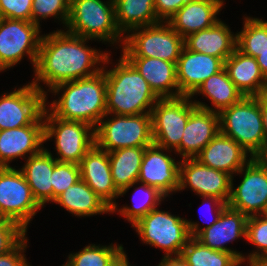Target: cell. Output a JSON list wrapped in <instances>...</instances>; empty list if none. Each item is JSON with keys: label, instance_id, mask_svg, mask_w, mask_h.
<instances>
[{"label": "cell", "instance_id": "43", "mask_svg": "<svg viewBox=\"0 0 267 266\" xmlns=\"http://www.w3.org/2000/svg\"><path fill=\"white\" fill-rule=\"evenodd\" d=\"M189 0H155V13L159 21L167 22Z\"/></svg>", "mask_w": 267, "mask_h": 266}, {"label": "cell", "instance_id": "36", "mask_svg": "<svg viewBox=\"0 0 267 266\" xmlns=\"http://www.w3.org/2000/svg\"><path fill=\"white\" fill-rule=\"evenodd\" d=\"M257 250L246 255L245 261H251L267 255V213L249 216L246 221V238Z\"/></svg>", "mask_w": 267, "mask_h": 266}, {"label": "cell", "instance_id": "1", "mask_svg": "<svg viewBox=\"0 0 267 266\" xmlns=\"http://www.w3.org/2000/svg\"><path fill=\"white\" fill-rule=\"evenodd\" d=\"M89 40L61 29L42 36L38 58L33 68L35 79L31 83L46 95V102L47 93L55 86L87 78L102 71L109 53L89 47L86 44ZM40 82L48 87V91L43 90Z\"/></svg>", "mask_w": 267, "mask_h": 266}, {"label": "cell", "instance_id": "32", "mask_svg": "<svg viewBox=\"0 0 267 266\" xmlns=\"http://www.w3.org/2000/svg\"><path fill=\"white\" fill-rule=\"evenodd\" d=\"M140 183V184H138ZM140 185L135 187L134 195L132 196V205L118 208L116 204L111 208V213L118 212L133 226L138 220L147 215L151 210L156 209L161 201L166 200V196L162 194L157 188L148 186L141 182H135L134 185ZM135 199V200H134ZM134 200V201H133Z\"/></svg>", "mask_w": 267, "mask_h": 266}, {"label": "cell", "instance_id": "10", "mask_svg": "<svg viewBox=\"0 0 267 266\" xmlns=\"http://www.w3.org/2000/svg\"><path fill=\"white\" fill-rule=\"evenodd\" d=\"M41 27L26 20L0 18V72L28 56L35 68L43 35Z\"/></svg>", "mask_w": 267, "mask_h": 266}, {"label": "cell", "instance_id": "39", "mask_svg": "<svg viewBox=\"0 0 267 266\" xmlns=\"http://www.w3.org/2000/svg\"><path fill=\"white\" fill-rule=\"evenodd\" d=\"M26 234L27 232L17 223L0 219V255L12 250Z\"/></svg>", "mask_w": 267, "mask_h": 266}, {"label": "cell", "instance_id": "27", "mask_svg": "<svg viewBox=\"0 0 267 266\" xmlns=\"http://www.w3.org/2000/svg\"><path fill=\"white\" fill-rule=\"evenodd\" d=\"M229 79L244 96L256 97L267 89V79L262 74L256 58L243 54L237 48L224 61Z\"/></svg>", "mask_w": 267, "mask_h": 266}, {"label": "cell", "instance_id": "8", "mask_svg": "<svg viewBox=\"0 0 267 266\" xmlns=\"http://www.w3.org/2000/svg\"><path fill=\"white\" fill-rule=\"evenodd\" d=\"M143 244L160 248L162 257L180 256L183 248L192 238L187 219L171 212L156 209L138 220L133 226Z\"/></svg>", "mask_w": 267, "mask_h": 266}, {"label": "cell", "instance_id": "49", "mask_svg": "<svg viewBox=\"0 0 267 266\" xmlns=\"http://www.w3.org/2000/svg\"><path fill=\"white\" fill-rule=\"evenodd\" d=\"M252 266H267L266 257H258L250 261Z\"/></svg>", "mask_w": 267, "mask_h": 266}, {"label": "cell", "instance_id": "15", "mask_svg": "<svg viewBox=\"0 0 267 266\" xmlns=\"http://www.w3.org/2000/svg\"><path fill=\"white\" fill-rule=\"evenodd\" d=\"M232 176L201 164L195 158L180 160L179 189L190 188L200 197H215L228 203Z\"/></svg>", "mask_w": 267, "mask_h": 266}, {"label": "cell", "instance_id": "2", "mask_svg": "<svg viewBox=\"0 0 267 266\" xmlns=\"http://www.w3.org/2000/svg\"><path fill=\"white\" fill-rule=\"evenodd\" d=\"M63 91V92H62ZM49 92L61 96L47 109L64 120L85 122L96 128L106 112V77L104 71L78 80L64 82Z\"/></svg>", "mask_w": 267, "mask_h": 266}, {"label": "cell", "instance_id": "16", "mask_svg": "<svg viewBox=\"0 0 267 266\" xmlns=\"http://www.w3.org/2000/svg\"><path fill=\"white\" fill-rule=\"evenodd\" d=\"M167 152L172 151L154 143L147 146L137 181L155 187L170 197L179 189L180 161H175Z\"/></svg>", "mask_w": 267, "mask_h": 266}, {"label": "cell", "instance_id": "47", "mask_svg": "<svg viewBox=\"0 0 267 266\" xmlns=\"http://www.w3.org/2000/svg\"><path fill=\"white\" fill-rule=\"evenodd\" d=\"M260 165L267 171V143L263 148L254 156Z\"/></svg>", "mask_w": 267, "mask_h": 266}, {"label": "cell", "instance_id": "29", "mask_svg": "<svg viewBox=\"0 0 267 266\" xmlns=\"http://www.w3.org/2000/svg\"><path fill=\"white\" fill-rule=\"evenodd\" d=\"M53 203L77 217L111 213V208L82 179L68 187Z\"/></svg>", "mask_w": 267, "mask_h": 266}, {"label": "cell", "instance_id": "3", "mask_svg": "<svg viewBox=\"0 0 267 266\" xmlns=\"http://www.w3.org/2000/svg\"><path fill=\"white\" fill-rule=\"evenodd\" d=\"M110 52L103 64L106 77V112L117 115H139L151 113L160 99L151 89L138 70L121 54L112 69L109 64Z\"/></svg>", "mask_w": 267, "mask_h": 266}, {"label": "cell", "instance_id": "38", "mask_svg": "<svg viewBox=\"0 0 267 266\" xmlns=\"http://www.w3.org/2000/svg\"><path fill=\"white\" fill-rule=\"evenodd\" d=\"M81 180L80 165L57 162L52 174L53 202L68 187Z\"/></svg>", "mask_w": 267, "mask_h": 266}, {"label": "cell", "instance_id": "37", "mask_svg": "<svg viewBox=\"0 0 267 266\" xmlns=\"http://www.w3.org/2000/svg\"><path fill=\"white\" fill-rule=\"evenodd\" d=\"M69 13L70 0H33L31 22L41 26V20L53 17L62 21L63 26L66 27Z\"/></svg>", "mask_w": 267, "mask_h": 266}, {"label": "cell", "instance_id": "26", "mask_svg": "<svg viewBox=\"0 0 267 266\" xmlns=\"http://www.w3.org/2000/svg\"><path fill=\"white\" fill-rule=\"evenodd\" d=\"M25 161L19 169L30 186L34 199L41 207L45 203H53L52 174L58 161L46 148Z\"/></svg>", "mask_w": 267, "mask_h": 266}, {"label": "cell", "instance_id": "31", "mask_svg": "<svg viewBox=\"0 0 267 266\" xmlns=\"http://www.w3.org/2000/svg\"><path fill=\"white\" fill-rule=\"evenodd\" d=\"M155 0H114L116 24L125 35L130 30L159 23Z\"/></svg>", "mask_w": 267, "mask_h": 266}, {"label": "cell", "instance_id": "11", "mask_svg": "<svg viewBox=\"0 0 267 266\" xmlns=\"http://www.w3.org/2000/svg\"><path fill=\"white\" fill-rule=\"evenodd\" d=\"M39 209L20 169L0 167V219L11 220L27 232Z\"/></svg>", "mask_w": 267, "mask_h": 266}, {"label": "cell", "instance_id": "24", "mask_svg": "<svg viewBox=\"0 0 267 266\" xmlns=\"http://www.w3.org/2000/svg\"><path fill=\"white\" fill-rule=\"evenodd\" d=\"M237 34L221 19L205 30L192 33L184 38L188 50L211 55L225 61L236 49Z\"/></svg>", "mask_w": 267, "mask_h": 266}, {"label": "cell", "instance_id": "44", "mask_svg": "<svg viewBox=\"0 0 267 266\" xmlns=\"http://www.w3.org/2000/svg\"><path fill=\"white\" fill-rule=\"evenodd\" d=\"M256 97L258 98V101L260 104L264 133H265L266 139H267V89L262 91Z\"/></svg>", "mask_w": 267, "mask_h": 266}, {"label": "cell", "instance_id": "22", "mask_svg": "<svg viewBox=\"0 0 267 266\" xmlns=\"http://www.w3.org/2000/svg\"><path fill=\"white\" fill-rule=\"evenodd\" d=\"M219 132V113L196 107L189 115L180 146L174 153L183 159L195 158Z\"/></svg>", "mask_w": 267, "mask_h": 266}, {"label": "cell", "instance_id": "30", "mask_svg": "<svg viewBox=\"0 0 267 266\" xmlns=\"http://www.w3.org/2000/svg\"><path fill=\"white\" fill-rule=\"evenodd\" d=\"M146 147H128L108 152L111 175L123 196L137 182Z\"/></svg>", "mask_w": 267, "mask_h": 266}, {"label": "cell", "instance_id": "20", "mask_svg": "<svg viewBox=\"0 0 267 266\" xmlns=\"http://www.w3.org/2000/svg\"><path fill=\"white\" fill-rule=\"evenodd\" d=\"M247 218L245 214L227 206L219 219L209 228L202 230L195 239L206 247L232 253L238 260H245L243 253L225 245L236 239L246 238Z\"/></svg>", "mask_w": 267, "mask_h": 266}, {"label": "cell", "instance_id": "50", "mask_svg": "<svg viewBox=\"0 0 267 266\" xmlns=\"http://www.w3.org/2000/svg\"><path fill=\"white\" fill-rule=\"evenodd\" d=\"M246 261L245 260H239L236 264H234L233 266H241L244 265ZM245 266V265H244ZM247 266H252L250 261H247Z\"/></svg>", "mask_w": 267, "mask_h": 266}, {"label": "cell", "instance_id": "45", "mask_svg": "<svg viewBox=\"0 0 267 266\" xmlns=\"http://www.w3.org/2000/svg\"><path fill=\"white\" fill-rule=\"evenodd\" d=\"M157 266H188L181 256L163 257Z\"/></svg>", "mask_w": 267, "mask_h": 266}, {"label": "cell", "instance_id": "14", "mask_svg": "<svg viewBox=\"0 0 267 266\" xmlns=\"http://www.w3.org/2000/svg\"><path fill=\"white\" fill-rule=\"evenodd\" d=\"M46 95L31 82L0 96V130L33 124L42 114Z\"/></svg>", "mask_w": 267, "mask_h": 266}, {"label": "cell", "instance_id": "19", "mask_svg": "<svg viewBox=\"0 0 267 266\" xmlns=\"http://www.w3.org/2000/svg\"><path fill=\"white\" fill-rule=\"evenodd\" d=\"M81 179L110 207L117 203L120 191L116 188L112 175L108 152L96 144L81 160ZM115 201V202H114Z\"/></svg>", "mask_w": 267, "mask_h": 266}, {"label": "cell", "instance_id": "18", "mask_svg": "<svg viewBox=\"0 0 267 266\" xmlns=\"http://www.w3.org/2000/svg\"><path fill=\"white\" fill-rule=\"evenodd\" d=\"M224 68V61L183 47L176 63L179 96H191L211 75Z\"/></svg>", "mask_w": 267, "mask_h": 266}, {"label": "cell", "instance_id": "5", "mask_svg": "<svg viewBox=\"0 0 267 266\" xmlns=\"http://www.w3.org/2000/svg\"><path fill=\"white\" fill-rule=\"evenodd\" d=\"M220 132L254 157L267 143L257 97L245 96L219 113Z\"/></svg>", "mask_w": 267, "mask_h": 266}, {"label": "cell", "instance_id": "6", "mask_svg": "<svg viewBox=\"0 0 267 266\" xmlns=\"http://www.w3.org/2000/svg\"><path fill=\"white\" fill-rule=\"evenodd\" d=\"M153 143L151 113L105 114L95 128V144L107 152L128 147H147Z\"/></svg>", "mask_w": 267, "mask_h": 266}, {"label": "cell", "instance_id": "42", "mask_svg": "<svg viewBox=\"0 0 267 266\" xmlns=\"http://www.w3.org/2000/svg\"><path fill=\"white\" fill-rule=\"evenodd\" d=\"M27 242L28 237L25 236L12 250L0 255V266H31L24 254Z\"/></svg>", "mask_w": 267, "mask_h": 266}, {"label": "cell", "instance_id": "7", "mask_svg": "<svg viewBox=\"0 0 267 266\" xmlns=\"http://www.w3.org/2000/svg\"><path fill=\"white\" fill-rule=\"evenodd\" d=\"M183 47L184 38L168 22L160 21L130 30L121 53L124 57L159 58L177 63Z\"/></svg>", "mask_w": 267, "mask_h": 266}, {"label": "cell", "instance_id": "40", "mask_svg": "<svg viewBox=\"0 0 267 266\" xmlns=\"http://www.w3.org/2000/svg\"><path fill=\"white\" fill-rule=\"evenodd\" d=\"M33 0H0V18L31 22Z\"/></svg>", "mask_w": 267, "mask_h": 266}, {"label": "cell", "instance_id": "12", "mask_svg": "<svg viewBox=\"0 0 267 266\" xmlns=\"http://www.w3.org/2000/svg\"><path fill=\"white\" fill-rule=\"evenodd\" d=\"M196 107L190 96L160 98L151 111L154 144L175 151L189 115Z\"/></svg>", "mask_w": 267, "mask_h": 266}, {"label": "cell", "instance_id": "48", "mask_svg": "<svg viewBox=\"0 0 267 266\" xmlns=\"http://www.w3.org/2000/svg\"><path fill=\"white\" fill-rule=\"evenodd\" d=\"M128 259L124 252L111 266H131Z\"/></svg>", "mask_w": 267, "mask_h": 266}, {"label": "cell", "instance_id": "9", "mask_svg": "<svg viewBox=\"0 0 267 266\" xmlns=\"http://www.w3.org/2000/svg\"><path fill=\"white\" fill-rule=\"evenodd\" d=\"M45 142L54 138L58 162L80 164L95 145V128L81 122L55 117L46 107L43 111Z\"/></svg>", "mask_w": 267, "mask_h": 266}, {"label": "cell", "instance_id": "23", "mask_svg": "<svg viewBox=\"0 0 267 266\" xmlns=\"http://www.w3.org/2000/svg\"><path fill=\"white\" fill-rule=\"evenodd\" d=\"M223 6L224 0H189L167 22L185 38L219 21L216 15Z\"/></svg>", "mask_w": 267, "mask_h": 266}, {"label": "cell", "instance_id": "17", "mask_svg": "<svg viewBox=\"0 0 267 266\" xmlns=\"http://www.w3.org/2000/svg\"><path fill=\"white\" fill-rule=\"evenodd\" d=\"M44 142L43 114L31 125L0 130V167H10L13 160L38 154L45 148Z\"/></svg>", "mask_w": 267, "mask_h": 266}, {"label": "cell", "instance_id": "46", "mask_svg": "<svg viewBox=\"0 0 267 266\" xmlns=\"http://www.w3.org/2000/svg\"><path fill=\"white\" fill-rule=\"evenodd\" d=\"M257 63L264 77L267 79V51H263L256 57Z\"/></svg>", "mask_w": 267, "mask_h": 266}, {"label": "cell", "instance_id": "4", "mask_svg": "<svg viewBox=\"0 0 267 266\" xmlns=\"http://www.w3.org/2000/svg\"><path fill=\"white\" fill-rule=\"evenodd\" d=\"M66 29L91 41L95 39L113 46L120 43V47L124 44L125 35L116 24L114 0H70Z\"/></svg>", "mask_w": 267, "mask_h": 266}, {"label": "cell", "instance_id": "25", "mask_svg": "<svg viewBox=\"0 0 267 266\" xmlns=\"http://www.w3.org/2000/svg\"><path fill=\"white\" fill-rule=\"evenodd\" d=\"M159 98L179 97L176 63L150 57H125Z\"/></svg>", "mask_w": 267, "mask_h": 266}, {"label": "cell", "instance_id": "13", "mask_svg": "<svg viewBox=\"0 0 267 266\" xmlns=\"http://www.w3.org/2000/svg\"><path fill=\"white\" fill-rule=\"evenodd\" d=\"M236 174L243 178L234 188L232 177L227 206L247 217L267 213V171L252 157Z\"/></svg>", "mask_w": 267, "mask_h": 266}, {"label": "cell", "instance_id": "28", "mask_svg": "<svg viewBox=\"0 0 267 266\" xmlns=\"http://www.w3.org/2000/svg\"><path fill=\"white\" fill-rule=\"evenodd\" d=\"M198 94H202L206 99L208 98L213 107L211 108V106L199 100L192 102L199 108L211 110L215 113H220L245 97L229 79L225 68L206 79L190 97L193 98Z\"/></svg>", "mask_w": 267, "mask_h": 266}, {"label": "cell", "instance_id": "35", "mask_svg": "<svg viewBox=\"0 0 267 266\" xmlns=\"http://www.w3.org/2000/svg\"><path fill=\"white\" fill-rule=\"evenodd\" d=\"M188 266H233L239 260L232 254L214 250L191 238L180 255Z\"/></svg>", "mask_w": 267, "mask_h": 266}, {"label": "cell", "instance_id": "33", "mask_svg": "<svg viewBox=\"0 0 267 266\" xmlns=\"http://www.w3.org/2000/svg\"><path fill=\"white\" fill-rule=\"evenodd\" d=\"M124 252L121 244H90L76 253H70L61 266H111Z\"/></svg>", "mask_w": 267, "mask_h": 266}, {"label": "cell", "instance_id": "34", "mask_svg": "<svg viewBox=\"0 0 267 266\" xmlns=\"http://www.w3.org/2000/svg\"><path fill=\"white\" fill-rule=\"evenodd\" d=\"M236 34V48L243 54L256 58L261 52L267 51L266 20L246 15L242 30Z\"/></svg>", "mask_w": 267, "mask_h": 266}, {"label": "cell", "instance_id": "21", "mask_svg": "<svg viewBox=\"0 0 267 266\" xmlns=\"http://www.w3.org/2000/svg\"><path fill=\"white\" fill-rule=\"evenodd\" d=\"M195 159L203 165L226 172L233 177L252 157L232 138L219 132Z\"/></svg>", "mask_w": 267, "mask_h": 266}, {"label": "cell", "instance_id": "41", "mask_svg": "<svg viewBox=\"0 0 267 266\" xmlns=\"http://www.w3.org/2000/svg\"><path fill=\"white\" fill-rule=\"evenodd\" d=\"M202 198H203V204H204V202H205V204L207 202V204H209L208 208H210V209L213 208L211 210V212L214 210V216H213L214 220L208 222L209 224L207 226L203 227V228L199 227V223L187 220L189 233H190L192 238H195L205 228H209L210 226H212L219 219V216L221 215L222 211L227 207V203L223 202L222 200H220L218 198L208 197V196L207 197L203 196Z\"/></svg>", "mask_w": 267, "mask_h": 266}]
</instances>
